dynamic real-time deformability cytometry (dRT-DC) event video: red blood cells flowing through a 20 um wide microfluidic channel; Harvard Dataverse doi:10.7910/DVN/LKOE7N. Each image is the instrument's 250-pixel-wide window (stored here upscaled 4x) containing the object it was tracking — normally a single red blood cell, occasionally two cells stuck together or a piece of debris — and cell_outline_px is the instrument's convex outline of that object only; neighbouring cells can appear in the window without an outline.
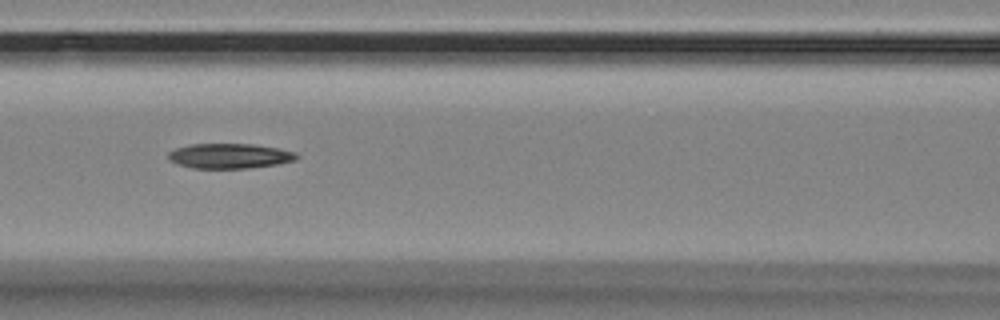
{"species": "Egyptian fruit bat (a non-hibernating species)", "species_latin": "Rousettus aegyptiacus", "temperature_condition": "room temperature", "stored_images_in_passage": 10, "camera_frame_rate_fps": 3000, "um_per_image_px": 0.085, "animal": {"sex": "female"}, "frame": {"image": 1, "passage_image": 7, "time_ms": 2.0, "image_size_px": [1000, 320], "cell_outline_px": [[300, 156], [296, 160], [276, 164], [244, 168], [192, 168], [176, 164], [168, 160], [168, 152], [176, 148], [192, 144], [252, 144], [276, 148], [296, 152]], "centroid_in_image_um": [19.49, 13.25], "position_along_channel_um": 147.1, "area_um2": 18.61}}
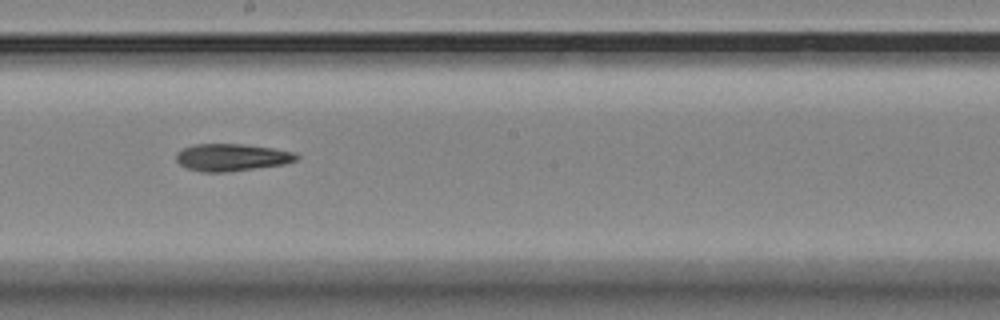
{"frame": {"image": 2, "passage_image": 9, "time_ms": 2.667, "image_size_px": [1000, 320], "cell_outline_px": [[300, 156], [296, 160], [284, 164], [228, 172], [204, 172], [188, 168], [180, 164], [176, 160], [176, 156], [184, 148], [196, 144], [240, 144], [272, 148], [292, 152]], "centroid_in_image_um": [19.71, 13.38], "position_along_channel_um": 228.5, "area_um2": 18.79}}
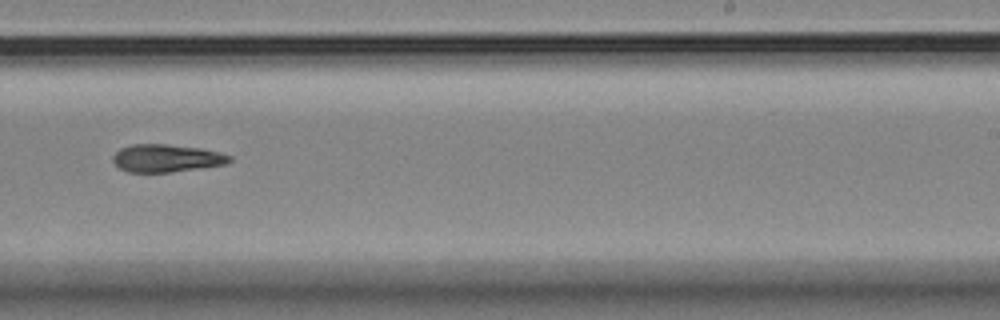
{"frame": {"image": 3, "passage_image": 10, "time_ms": 3.0, "image_size_px": [1000, 320], "cell_outline_px": [[232, 160], [224, 164], [200, 168], [172, 172], [128, 172], [120, 168], [112, 160], [112, 156], [120, 148], [132, 144], [168, 144], [200, 148], [220, 152], [232, 156]], "centroid_in_image_um": [14.14, 13.44], "position_along_channel_um": 274.9, "area_um2": 18.84}}